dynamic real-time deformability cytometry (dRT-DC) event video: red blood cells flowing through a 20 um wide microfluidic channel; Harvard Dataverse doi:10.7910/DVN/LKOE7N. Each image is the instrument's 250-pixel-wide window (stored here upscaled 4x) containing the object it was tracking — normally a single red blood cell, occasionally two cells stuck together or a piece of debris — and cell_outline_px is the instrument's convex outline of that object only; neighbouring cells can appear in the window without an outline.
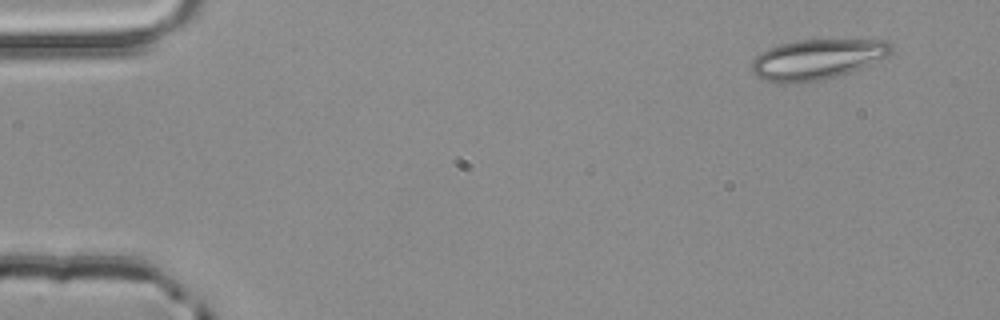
{"species": "common noctule bat (a hibernating species)", "species_latin": "Nyctalus noctula", "temperature_condition": "room temperature", "stored_images_in_passage": 3, "camera_frame_rate_fps": 3000, "um_per_image_px": 0.085, "animal": {"sex": "male", "body_mass_g": 20.4}, "frame": {"image": 1, "passage_image": 1, "time_ms": 0.0, "image_size_px": [1000, 320], "cell_outline_px": [[892, 52], [888, 56], [860, 68], [836, 76], [796, 84], [784, 84], [764, 80], [756, 76], [752, 72], [752, 60], [760, 52], [768, 48], [780, 44], [796, 40], [884, 40], [892, 44]], "centroid_in_image_um": [69.41, 5.04], "position_along_channel_um": 15.6, "area_um2": 32.66}}